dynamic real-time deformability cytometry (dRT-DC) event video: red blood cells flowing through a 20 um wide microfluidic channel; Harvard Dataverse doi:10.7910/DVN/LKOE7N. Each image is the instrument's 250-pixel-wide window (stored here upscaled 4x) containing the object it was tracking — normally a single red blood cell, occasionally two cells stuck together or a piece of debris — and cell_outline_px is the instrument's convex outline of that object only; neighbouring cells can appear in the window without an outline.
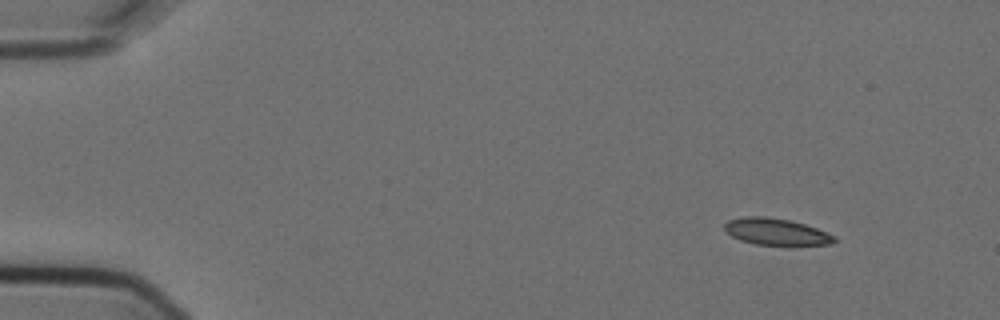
{"species": "Egyptian fruit bat (a non-hibernating species)", "species_latin": "Rousettus aegyptiacus", "temperature_condition": "cold", "stored_images_in_passage": 4, "camera_frame_rate_fps": 3000, "um_per_image_px": 0.085, "animal": {"sex": "female"}, "frame": {"image": 1, "passage_image": 1, "time_ms": 0.0, "image_size_px": [1000, 320], "cell_outline_px": [[836, 240], [832, 244], [756, 244], [740, 240], [724, 232], [724, 224], [728, 220], [744, 216], [764, 216], [792, 220], [816, 228], [836, 236]], "centroid_in_image_um": [65.92, 19.67], "position_along_channel_um": 19.1, "area_um2": 16.94}}
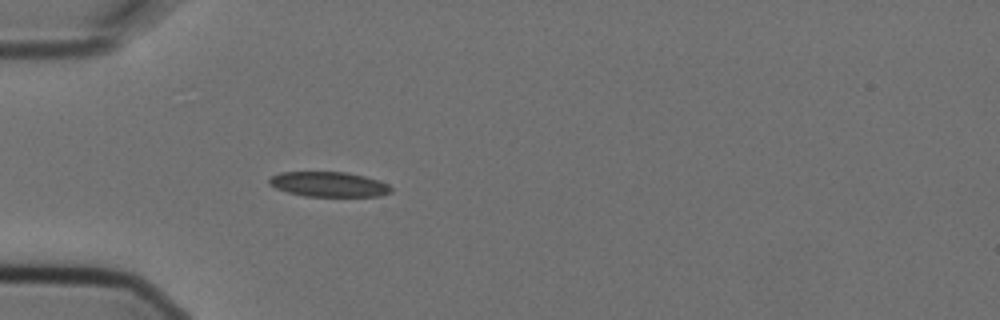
{"frame": {"image": 2, "passage_image": 4, "time_ms": 1.0, "image_size_px": [1000, 320], "cell_outline_px": [[392, 192], [380, 196], [304, 196], [288, 192], [276, 188], [268, 184], [268, 180], [272, 176], [280, 172], [348, 172], [364, 176], [388, 184], [392, 188]], "centroid_in_image_um": [27.94, 15.66], "position_along_channel_um": 57.1, "area_um2": 17.69}}